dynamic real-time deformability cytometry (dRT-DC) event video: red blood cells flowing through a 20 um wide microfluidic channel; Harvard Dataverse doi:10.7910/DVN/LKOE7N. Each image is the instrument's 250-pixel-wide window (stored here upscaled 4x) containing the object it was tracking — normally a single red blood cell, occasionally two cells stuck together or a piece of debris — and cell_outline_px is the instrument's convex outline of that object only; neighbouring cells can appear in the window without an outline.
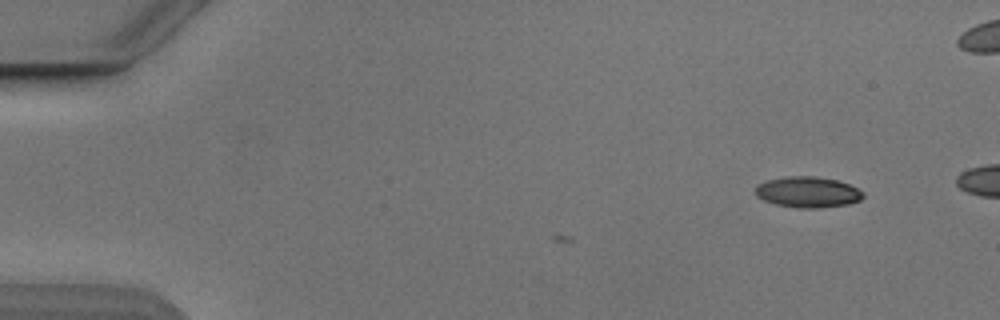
{"species": "Egyptian fruit bat (a non-hibernating species)", "species_latin": "Rousettus aegyptiacus", "temperature_condition": "cold", "stored_images_in_passage": 3, "camera_frame_rate_fps": 3000, "um_per_image_px": 0.085, "animal": {"sex": "male"}, "frame": {"image": 1, "passage_image": 3, "time_ms": 0.667, "image_size_px": [1000, 320], "cell_outline_px": [[864, 196], [860, 200], [848, 204], [816, 208], [800, 208], [776, 204], [764, 200], [756, 196], [756, 184], [768, 180], [784, 176], [816, 176], [836, 180], [848, 184], [864, 192]], "centroid_in_image_um": [68.65, 16.32], "position_along_channel_um": 16.4, "area_um2": 19.31}}